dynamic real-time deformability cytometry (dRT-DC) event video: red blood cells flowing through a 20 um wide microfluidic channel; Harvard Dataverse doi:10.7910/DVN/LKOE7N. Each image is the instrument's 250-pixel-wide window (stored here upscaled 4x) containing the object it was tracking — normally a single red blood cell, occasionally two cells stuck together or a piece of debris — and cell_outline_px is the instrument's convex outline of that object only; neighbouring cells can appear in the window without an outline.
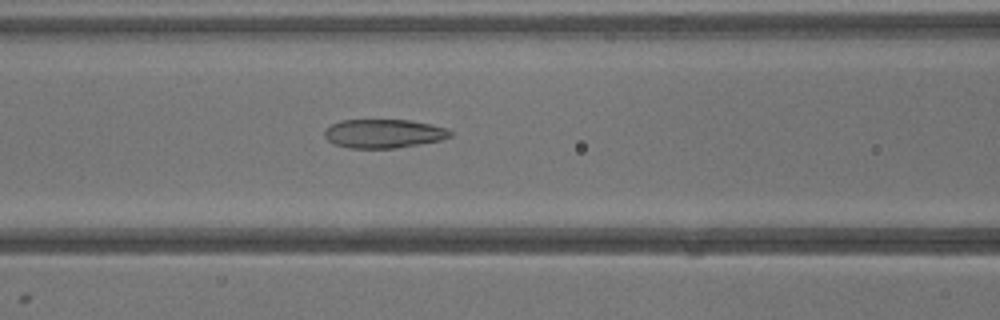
{"species": "common noctule bat (a hibernating species)", "species_latin": "Nyctalus noctula", "temperature_condition": "warm", "stored_images_in_passage": 40, "camera_frame_rate_fps": 3000, "um_per_image_px": 0.085, "animal": {"sex": "male", "body_mass_g": 13.3}, "frame": {"image": 1, "passage_image": 17, "time_ms": 5.333, "image_size_px": [1000, 320], "cell_outline_px": [[452, 136], [440, 140], [420, 144], [396, 148], [348, 148], [336, 144], [328, 140], [324, 136], [324, 132], [332, 124], [340, 120], [408, 120], [432, 124], [448, 128], [452, 132]], "centroid_in_image_um": [32.64, 11.35], "position_along_channel_um": 134.0, "area_um2": 21.1}}
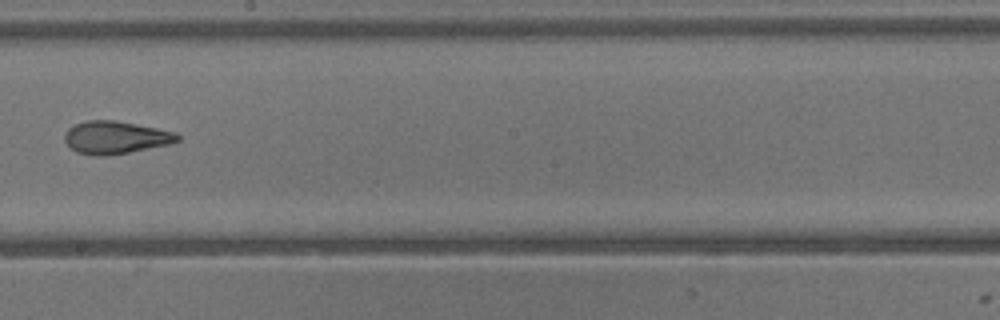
{"frame": {"image": 2, "passage_image": 23, "time_ms": 7.333, "image_size_px": [1000, 320], "cell_outline_px": [[180, 140], [168, 144], [108, 156], [92, 156], [76, 152], [64, 140], [64, 136], [68, 128], [84, 120], [116, 120], [176, 132], [180, 136]], "centroid_in_image_um": [9.8, 11.68], "position_along_channel_um": 238.4, "area_um2": 21.44}}
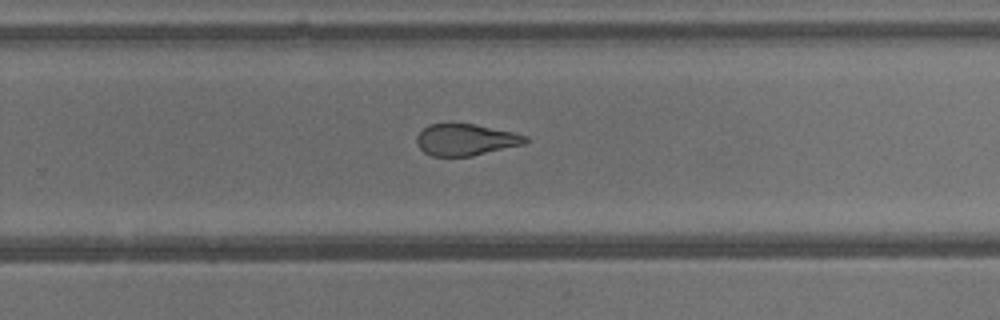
{"frame": {"image": 3, "passage_image": 26, "time_ms": 8.333, "image_size_px": [1000, 320], "cell_outline_px": [[528, 140], [524, 144], [472, 156], [432, 156], [424, 152], [416, 144], [416, 136], [428, 124], [452, 120], [512, 132], [528, 136]], "centroid_in_image_um": [39.52, 11.84], "position_along_channel_um": 290.3, "area_um2": 20.46}}